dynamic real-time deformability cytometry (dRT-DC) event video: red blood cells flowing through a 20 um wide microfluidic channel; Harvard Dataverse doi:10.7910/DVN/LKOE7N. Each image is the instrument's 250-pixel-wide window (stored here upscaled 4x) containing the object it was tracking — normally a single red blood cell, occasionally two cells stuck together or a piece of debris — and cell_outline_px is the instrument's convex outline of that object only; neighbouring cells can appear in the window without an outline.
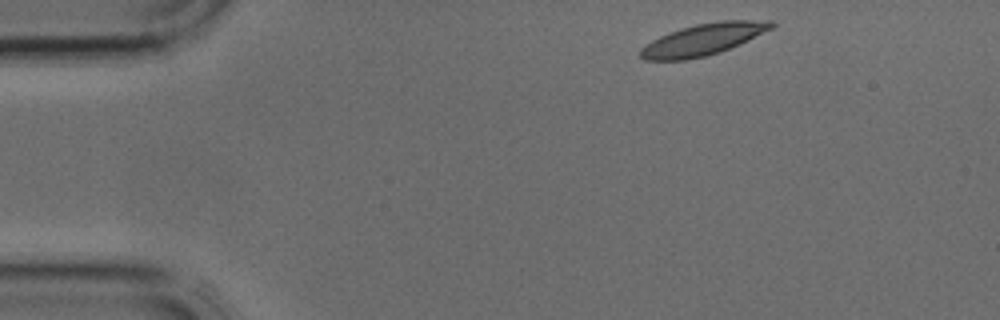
{"species": "common noctule bat (a hibernating species)", "species_latin": "Nyctalus noctula", "temperature_condition": "cold", "stored_images_in_passage": 2, "camera_frame_rate_fps": 3000, "um_per_image_px": 0.085, "animal": {"sex": "male", "body_mass_g": 17.9, "forearm_length_mm": 54.2}, "frame": {"image": 1, "passage_image": 1, "time_ms": 0.0, "image_size_px": [1000, 320], "cell_outline_px": [[776, 24], [772, 28], [740, 44], [720, 52], [704, 56], [684, 60], [644, 60], [640, 56], [640, 48], [652, 40], [668, 32], [696, 24], [720, 20], [776, 20]], "centroid_in_image_um": [59.79, 3.34], "position_along_channel_um": 25.2, "area_um2": 24.1}}
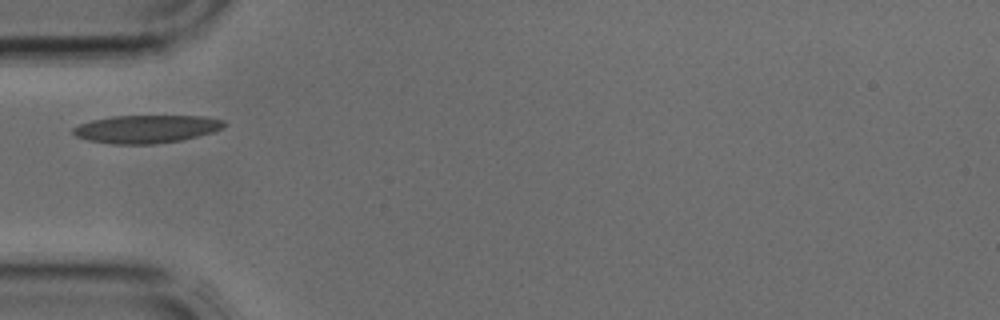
{"frame": {"image": 2, "passage_image": 2, "time_ms": 0.333, "image_size_px": [1000, 320], "cell_outline_px": [[228, 124], [224, 128], [212, 132], [180, 140], [156, 144], [112, 144], [88, 140], [76, 136], [72, 132], [72, 128], [80, 124], [92, 120], [112, 116], [204, 116], [224, 120]], "centroid_in_image_um": [12.46, 10.96], "position_along_channel_um": 72.5, "area_um2": 24.62}}